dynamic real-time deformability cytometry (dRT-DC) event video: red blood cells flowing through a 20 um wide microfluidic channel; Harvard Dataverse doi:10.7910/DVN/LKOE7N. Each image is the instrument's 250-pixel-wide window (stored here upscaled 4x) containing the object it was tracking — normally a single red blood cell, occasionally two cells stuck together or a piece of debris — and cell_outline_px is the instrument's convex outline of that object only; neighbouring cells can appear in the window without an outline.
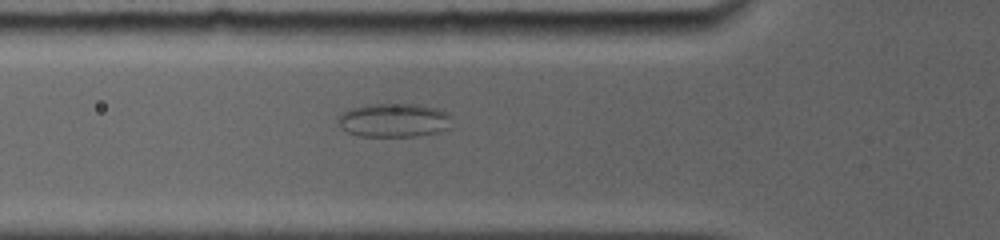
{"species": "common noctule bat (a hibernating species)", "species_latin": "Nyctalus noctula", "temperature_condition": "room temperature", "stored_images_in_passage": 12, "camera_frame_rate_fps": 5000, "um_per_image_px": 0.085, "animal": {"sex": "female", "body_mass_g": 19.0, "forearm_length_mm": 56.7}, "frame": {"image": 1, "passage_image": 9, "time_ms": 5.2, "image_size_px": [1000, 240], "cell_outline_px": [[448, 128], [440, 132], [416, 136], [360, 136], [348, 132], [340, 128], [336, 120], [340, 112], [352, 108], [368, 104], [420, 104], [440, 108], [448, 116]], "centroid_in_image_um": [33.42, 10.21], "position_along_channel_um": 92.4, "area_um2": 22.48}}
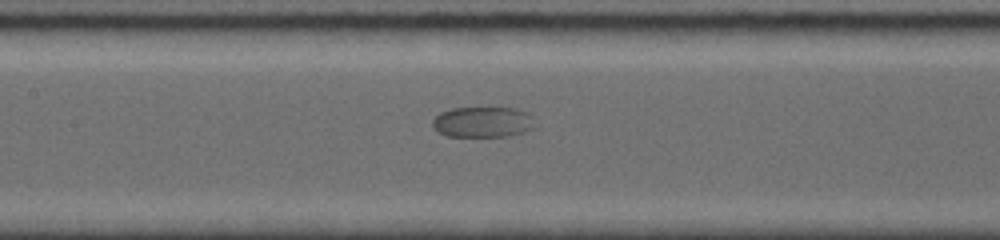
{"frame": {"image": 2, "passage_image": 12, "time_ms": 7.2, "image_size_px": [1000, 240], "cell_outline_px": [[536, 128], [524, 132], [508, 136], [448, 136], [436, 132], [432, 128], [432, 120], [440, 112], [452, 108], [516, 108], [528, 112], [532, 116]], "centroid_in_image_um": [41.04, 10.37], "position_along_channel_um": 166.4, "area_um2": 18.55}}